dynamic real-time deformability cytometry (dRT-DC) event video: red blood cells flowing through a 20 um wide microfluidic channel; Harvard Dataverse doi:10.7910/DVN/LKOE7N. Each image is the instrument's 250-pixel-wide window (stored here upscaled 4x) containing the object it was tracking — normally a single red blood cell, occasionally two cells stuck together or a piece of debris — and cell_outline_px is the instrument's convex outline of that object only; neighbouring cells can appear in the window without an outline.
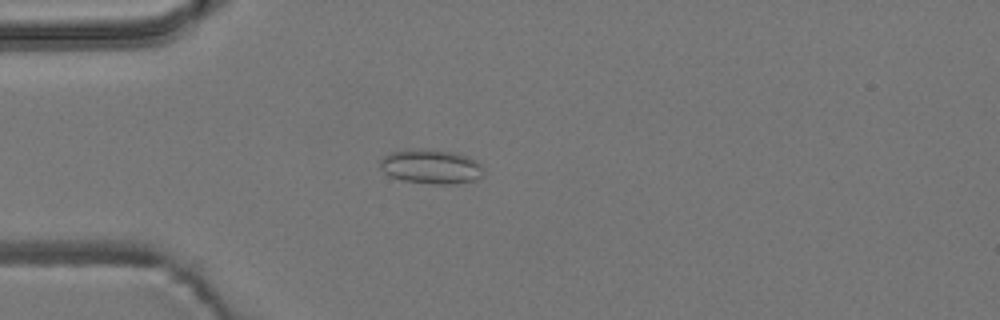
{"species": "common noctule bat (a hibernating species)", "species_latin": "Nyctalus noctula", "temperature_condition": "room temperature", "stored_images_in_passage": 4, "camera_frame_rate_fps": 3000, "um_per_image_px": 0.085, "animal": {"sex": "male", "body_mass_g": 19.2, "forearm_length_mm": 51.8}, "frame": {"image": 1, "passage_image": 4, "time_ms": 1.0, "image_size_px": [1000, 320], "cell_outline_px": [[484, 172], [476, 180], [456, 184], [436, 184], [404, 180], [392, 176], [384, 172], [380, 168], [380, 160], [384, 156], [392, 152], [404, 148], [424, 148], [452, 152], [468, 156], [476, 160], [480, 164]], "centroid_in_image_um": [36.64, 14.14], "position_along_channel_um": 48.4, "area_um2": 20.87}}